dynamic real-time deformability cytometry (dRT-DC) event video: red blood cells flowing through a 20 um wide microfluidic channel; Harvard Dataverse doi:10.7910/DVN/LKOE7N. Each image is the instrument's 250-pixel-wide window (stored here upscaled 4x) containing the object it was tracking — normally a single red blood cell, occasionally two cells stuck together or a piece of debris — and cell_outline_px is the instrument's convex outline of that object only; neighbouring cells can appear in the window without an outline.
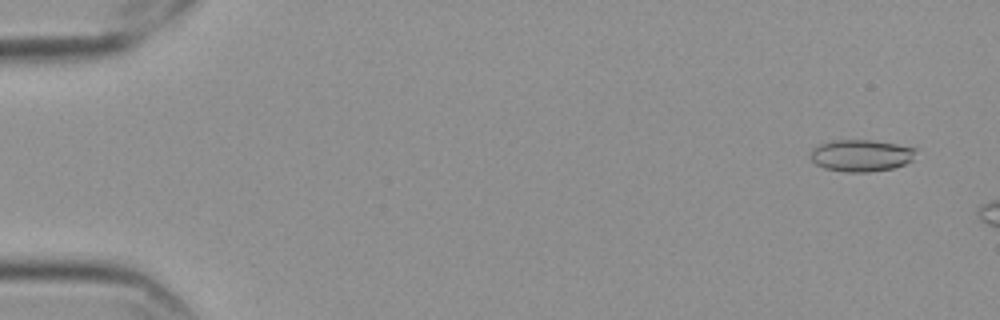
{"species": "Egyptian fruit bat (a non-hibernating species)", "species_latin": "Rousettus aegyptiacus", "temperature_condition": "cold", "stored_images_in_passage": 19, "camera_frame_rate_fps": 3000, "um_per_image_px": 0.085, "frame": {"image": 1, "passage_image": 4, "time_ms": 1.0, "image_size_px": [1000, 320], "cell_outline_px": [[916, 148], [912, 160], [904, 164], [892, 168], [868, 172], [844, 172], [824, 168], [816, 164], [808, 156], [812, 148], [820, 144], [832, 140], [872, 140], [896, 144]], "centroid_in_image_um": [73.14, 13.21], "position_along_channel_um": 11.9, "area_um2": 19.59}}